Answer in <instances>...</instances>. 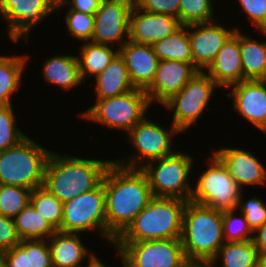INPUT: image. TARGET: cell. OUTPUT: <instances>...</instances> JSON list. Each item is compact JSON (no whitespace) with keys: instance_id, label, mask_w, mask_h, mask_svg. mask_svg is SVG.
<instances>
[{"instance_id":"cell-43","label":"cell","mask_w":266,"mask_h":267,"mask_svg":"<svg viewBox=\"0 0 266 267\" xmlns=\"http://www.w3.org/2000/svg\"><path fill=\"white\" fill-rule=\"evenodd\" d=\"M2 255L7 267H29L28 255L20 245L2 252Z\"/></svg>"},{"instance_id":"cell-35","label":"cell","mask_w":266,"mask_h":267,"mask_svg":"<svg viewBox=\"0 0 266 267\" xmlns=\"http://www.w3.org/2000/svg\"><path fill=\"white\" fill-rule=\"evenodd\" d=\"M13 104L0 107V153L27 137L16 125Z\"/></svg>"},{"instance_id":"cell-29","label":"cell","mask_w":266,"mask_h":267,"mask_svg":"<svg viewBox=\"0 0 266 267\" xmlns=\"http://www.w3.org/2000/svg\"><path fill=\"white\" fill-rule=\"evenodd\" d=\"M13 219L21 240H48L57 231L45 218L39 215L31 203Z\"/></svg>"},{"instance_id":"cell-13","label":"cell","mask_w":266,"mask_h":267,"mask_svg":"<svg viewBox=\"0 0 266 267\" xmlns=\"http://www.w3.org/2000/svg\"><path fill=\"white\" fill-rule=\"evenodd\" d=\"M57 0H0V14L7 21L9 39H29L31 28L56 11ZM23 37V38H22Z\"/></svg>"},{"instance_id":"cell-10","label":"cell","mask_w":266,"mask_h":267,"mask_svg":"<svg viewBox=\"0 0 266 267\" xmlns=\"http://www.w3.org/2000/svg\"><path fill=\"white\" fill-rule=\"evenodd\" d=\"M217 83L205 72H198L163 106L173 111L172 122L181 133L188 130L208 108Z\"/></svg>"},{"instance_id":"cell-14","label":"cell","mask_w":266,"mask_h":267,"mask_svg":"<svg viewBox=\"0 0 266 267\" xmlns=\"http://www.w3.org/2000/svg\"><path fill=\"white\" fill-rule=\"evenodd\" d=\"M133 6L134 0H102L94 15V33L90 42L103 45L118 43L120 49L129 40V19Z\"/></svg>"},{"instance_id":"cell-41","label":"cell","mask_w":266,"mask_h":267,"mask_svg":"<svg viewBox=\"0 0 266 267\" xmlns=\"http://www.w3.org/2000/svg\"><path fill=\"white\" fill-rule=\"evenodd\" d=\"M20 242L14 219L0 214V252H5Z\"/></svg>"},{"instance_id":"cell-2","label":"cell","mask_w":266,"mask_h":267,"mask_svg":"<svg viewBox=\"0 0 266 267\" xmlns=\"http://www.w3.org/2000/svg\"><path fill=\"white\" fill-rule=\"evenodd\" d=\"M59 154L52 151L48 158L43 187L63 204L79 194L95 189L113 161Z\"/></svg>"},{"instance_id":"cell-39","label":"cell","mask_w":266,"mask_h":267,"mask_svg":"<svg viewBox=\"0 0 266 267\" xmlns=\"http://www.w3.org/2000/svg\"><path fill=\"white\" fill-rule=\"evenodd\" d=\"M248 20L266 36V0H238Z\"/></svg>"},{"instance_id":"cell-6","label":"cell","mask_w":266,"mask_h":267,"mask_svg":"<svg viewBox=\"0 0 266 267\" xmlns=\"http://www.w3.org/2000/svg\"><path fill=\"white\" fill-rule=\"evenodd\" d=\"M148 108L150 103L145 91L133 89L119 96L98 99L78 116L127 134L146 117Z\"/></svg>"},{"instance_id":"cell-47","label":"cell","mask_w":266,"mask_h":267,"mask_svg":"<svg viewBox=\"0 0 266 267\" xmlns=\"http://www.w3.org/2000/svg\"><path fill=\"white\" fill-rule=\"evenodd\" d=\"M259 258L257 267H266V251H258Z\"/></svg>"},{"instance_id":"cell-30","label":"cell","mask_w":266,"mask_h":267,"mask_svg":"<svg viewBox=\"0 0 266 267\" xmlns=\"http://www.w3.org/2000/svg\"><path fill=\"white\" fill-rule=\"evenodd\" d=\"M222 259L221 267H257L259 252L252 240L244 242H225L213 262Z\"/></svg>"},{"instance_id":"cell-15","label":"cell","mask_w":266,"mask_h":267,"mask_svg":"<svg viewBox=\"0 0 266 267\" xmlns=\"http://www.w3.org/2000/svg\"><path fill=\"white\" fill-rule=\"evenodd\" d=\"M214 21L188 25L193 65L204 72L238 27L226 29ZM194 29V30H193ZM192 31V32H191Z\"/></svg>"},{"instance_id":"cell-23","label":"cell","mask_w":266,"mask_h":267,"mask_svg":"<svg viewBox=\"0 0 266 267\" xmlns=\"http://www.w3.org/2000/svg\"><path fill=\"white\" fill-rule=\"evenodd\" d=\"M42 66L43 77L48 84L70 91L83 82L76 55H55L48 58Z\"/></svg>"},{"instance_id":"cell-34","label":"cell","mask_w":266,"mask_h":267,"mask_svg":"<svg viewBox=\"0 0 266 267\" xmlns=\"http://www.w3.org/2000/svg\"><path fill=\"white\" fill-rule=\"evenodd\" d=\"M237 209L222 211L223 239L225 242H244L253 239L254 234L243 213L237 217Z\"/></svg>"},{"instance_id":"cell-18","label":"cell","mask_w":266,"mask_h":267,"mask_svg":"<svg viewBox=\"0 0 266 267\" xmlns=\"http://www.w3.org/2000/svg\"><path fill=\"white\" fill-rule=\"evenodd\" d=\"M181 26L178 18L143 11L134 4L129 19V40L152 45L172 35Z\"/></svg>"},{"instance_id":"cell-9","label":"cell","mask_w":266,"mask_h":267,"mask_svg":"<svg viewBox=\"0 0 266 267\" xmlns=\"http://www.w3.org/2000/svg\"><path fill=\"white\" fill-rule=\"evenodd\" d=\"M207 159L210 164L200 174L197 184L193 187L190 201L221 211L236 209L243 190L214 154Z\"/></svg>"},{"instance_id":"cell-48","label":"cell","mask_w":266,"mask_h":267,"mask_svg":"<svg viewBox=\"0 0 266 267\" xmlns=\"http://www.w3.org/2000/svg\"><path fill=\"white\" fill-rule=\"evenodd\" d=\"M0 267H7L2 253L0 252Z\"/></svg>"},{"instance_id":"cell-3","label":"cell","mask_w":266,"mask_h":267,"mask_svg":"<svg viewBox=\"0 0 266 267\" xmlns=\"http://www.w3.org/2000/svg\"><path fill=\"white\" fill-rule=\"evenodd\" d=\"M186 200L153 197L114 242L180 239Z\"/></svg>"},{"instance_id":"cell-4","label":"cell","mask_w":266,"mask_h":267,"mask_svg":"<svg viewBox=\"0 0 266 267\" xmlns=\"http://www.w3.org/2000/svg\"><path fill=\"white\" fill-rule=\"evenodd\" d=\"M180 240L186 258L213 261L225 243L222 211L188 201Z\"/></svg>"},{"instance_id":"cell-36","label":"cell","mask_w":266,"mask_h":267,"mask_svg":"<svg viewBox=\"0 0 266 267\" xmlns=\"http://www.w3.org/2000/svg\"><path fill=\"white\" fill-rule=\"evenodd\" d=\"M67 30L73 38L82 42H89L92 39L95 26V16L68 8L65 13Z\"/></svg>"},{"instance_id":"cell-27","label":"cell","mask_w":266,"mask_h":267,"mask_svg":"<svg viewBox=\"0 0 266 267\" xmlns=\"http://www.w3.org/2000/svg\"><path fill=\"white\" fill-rule=\"evenodd\" d=\"M27 55L0 56V107L12 105L11 97L19 90Z\"/></svg>"},{"instance_id":"cell-17","label":"cell","mask_w":266,"mask_h":267,"mask_svg":"<svg viewBox=\"0 0 266 267\" xmlns=\"http://www.w3.org/2000/svg\"><path fill=\"white\" fill-rule=\"evenodd\" d=\"M224 94L232 98L234 110L266 134V80H244Z\"/></svg>"},{"instance_id":"cell-21","label":"cell","mask_w":266,"mask_h":267,"mask_svg":"<svg viewBox=\"0 0 266 267\" xmlns=\"http://www.w3.org/2000/svg\"><path fill=\"white\" fill-rule=\"evenodd\" d=\"M217 85L227 88L243 81L239 29L228 39L213 62L204 71Z\"/></svg>"},{"instance_id":"cell-40","label":"cell","mask_w":266,"mask_h":267,"mask_svg":"<svg viewBox=\"0 0 266 267\" xmlns=\"http://www.w3.org/2000/svg\"><path fill=\"white\" fill-rule=\"evenodd\" d=\"M134 4L143 11L170 15L179 20L180 0H134Z\"/></svg>"},{"instance_id":"cell-16","label":"cell","mask_w":266,"mask_h":267,"mask_svg":"<svg viewBox=\"0 0 266 267\" xmlns=\"http://www.w3.org/2000/svg\"><path fill=\"white\" fill-rule=\"evenodd\" d=\"M199 70L193 63L159 60L155 79L145 91L149 103L164 105L176 95Z\"/></svg>"},{"instance_id":"cell-24","label":"cell","mask_w":266,"mask_h":267,"mask_svg":"<svg viewBox=\"0 0 266 267\" xmlns=\"http://www.w3.org/2000/svg\"><path fill=\"white\" fill-rule=\"evenodd\" d=\"M95 78L96 100L119 96L135 89L130 81L127 66L120 54Z\"/></svg>"},{"instance_id":"cell-25","label":"cell","mask_w":266,"mask_h":267,"mask_svg":"<svg viewBox=\"0 0 266 267\" xmlns=\"http://www.w3.org/2000/svg\"><path fill=\"white\" fill-rule=\"evenodd\" d=\"M243 81L266 80V41L258 42L239 30Z\"/></svg>"},{"instance_id":"cell-11","label":"cell","mask_w":266,"mask_h":267,"mask_svg":"<svg viewBox=\"0 0 266 267\" xmlns=\"http://www.w3.org/2000/svg\"><path fill=\"white\" fill-rule=\"evenodd\" d=\"M99 229L106 238V206L103 180L93 190L79 194L63 204L60 232L82 233Z\"/></svg>"},{"instance_id":"cell-38","label":"cell","mask_w":266,"mask_h":267,"mask_svg":"<svg viewBox=\"0 0 266 267\" xmlns=\"http://www.w3.org/2000/svg\"><path fill=\"white\" fill-rule=\"evenodd\" d=\"M244 193L241 192L237 210L243 213L246 221L254 232L266 222V204L260 198H250L243 201Z\"/></svg>"},{"instance_id":"cell-31","label":"cell","mask_w":266,"mask_h":267,"mask_svg":"<svg viewBox=\"0 0 266 267\" xmlns=\"http://www.w3.org/2000/svg\"><path fill=\"white\" fill-rule=\"evenodd\" d=\"M30 203L57 231L63 219V203L45 187L35 188L30 194Z\"/></svg>"},{"instance_id":"cell-37","label":"cell","mask_w":266,"mask_h":267,"mask_svg":"<svg viewBox=\"0 0 266 267\" xmlns=\"http://www.w3.org/2000/svg\"><path fill=\"white\" fill-rule=\"evenodd\" d=\"M19 245L28 255L29 267H53L47 240H21Z\"/></svg>"},{"instance_id":"cell-46","label":"cell","mask_w":266,"mask_h":267,"mask_svg":"<svg viewBox=\"0 0 266 267\" xmlns=\"http://www.w3.org/2000/svg\"><path fill=\"white\" fill-rule=\"evenodd\" d=\"M87 264H88L87 267H108L105 264H103L102 260L100 261V259L96 255L90 258Z\"/></svg>"},{"instance_id":"cell-28","label":"cell","mask_w":266,"mask_h":267,"mask_svg":"<svg viewBox=\"0 0 266 267\" xmlns=\"http://www.w3.org/2000/svg\"><path fill=\"white\" fill-rule=\"evenodd\" d=\"M152 47L159 60L193 63L188 25H182L172 35L154 42Z\"/></svg>"},{"instance_id":"cell-8","label":"cell","mask_w":266,"mask_h":267,"mask_svg":"<svg viewBox=\"0 0 266 267\" xmlns=\"http://www.w3.org/2000/svg\"><path fill=\"white\" fill-rule=\"evenodd\" d=\"M170 128L165 129L164 126L145 117L127 133L129 142L131 141L130 144L137 153L113 161L126 168L141 169L149 162L174 154L177 150L172 149V139L181 132L172 124Z\"/></svg>"},{"instance_id":"cell-26","label":"cell","mask_w":266,"mask_h":267,"mask_svg":"<svg viewBox=\"0 0 266 267\" xmlns=\"http://www.w3.org/2000/svg\"><path fill=\"white\" fill-rule=\"evenodd\" d=\"M78 55L80 75L85 82L91 75L96 77L115 59L119 49H112L111 45L82 42Z\"/></svg>"},{"instance_id":"cell-45","label":"cell","mask_w":266,"mask_h":267,"mask_svg":"<svg viewBox=\"0 0 266 267\" xmlns=\"http://www.w3.org/2000/svg\"><path fill=\"white\" fill-rule=\"evenodd\" d=\"M178 267H215L211 260L185 258Z\"/></svg>"},{"instance_id":"cell-32","label":"cell","mask_w":266,"mask_h":267,"mask_svg":"<svg viewBox=\"0 0 266 267\" xmlns=\"http://www.w3.org/2000/svg\"><path fill=\"white\" fill-rule=\"evenodd\" d=\"M31 191L21 186L0 185V214L14 218L30 203Z\"/></svg>"},{"instance_id":"cell-1","label":"cell","mask_w":266,"mask_h":267,"mask_svg":"<svg viewBox=\"0 0 266 267\" xmlns=\"http://www.w3.org/2000/svg\"><path fill=\"white\" fill-rule=\"evenodd\" d=\"M106 206V240L115 239L153 198L146 174L141 169L126 168L114 161L103 177Z\"/></svg>"},{"instance_id":"cell-7","label":"cell","mask_w":266,"mask_h":267,"mask_svg":"<svg viewBox=\"0 0 266 267\" xmlns=\"http://www.w3.org/2000/svg\"><path fill=\"white\" fill-rule=\"evenodd\" d=\"M193 162L192 156L179 150L144 165L141 170L147 176L153 197H175L190 201L193 187L188 177Z\"/></svg>"},{"instance_id":"cell-44","label":"cell","mask_w":266,"mask_h":267,"mask_svg":"<svg viewBox=\"0 0 266 267\" xmlns=\"http://www.w3.org/2000/svg\"><path fill=\"white\" fill-rule=\"evenodd\" d=\"M253 233V243L258 251H266V222Z\"/></svg>"},{"instance_id":"cell-22","label":"cell","mask_w":266,"mask_h":267,"mask_svg":"<svg viewBox=\"0 0 266 267\" xmlns=\"http://www.w3.org/2000/svg\"><path fill=\"white\" fill-rule=\"evenodd\" d=\"M80 233L56 231L48 240L53 267H83L82 261L95 254L89 253L80 238ZM89 253V254H88Z\"/></svg>"},{"instance_id":"cell-42","label":"cell","mask_w":266,"mask_h":267,"mask_svg":"<svg viewBox=\"0 0 266 267\" xmlns=\"http://www.w3.org/2000/svg\"><path fill=\"white\" fill-rule=\"evenodd\" d=\"M101 1L102 0H57L56 9L69 6L72 10L95 15L100 7Z\"/></svg>"},{"instance_id":"cell-33","label":"cell","mask_w":266,"mask_h":267,"mask_svg":"<svg viewBox=\"0 0 266 267\" xmlns=\"http://www.w3.org/2000/svg\"><path fill=\"white\" fill-rule=\"evenodd\" d=\"M212 3V0H180V24L187 26L215 21Z\"/></svg>"},{"instance_id":"cell-20","label":"cell","mask_w":266,"mask_h":267,"mask_svg":"<svg viewBox=\"0 0 266 267\" xmlns=\"http://www.w3.org/2000/svg\"><path fill=\"white\" fill-rule=\"evenodd\" d=\"M130 81L135 89L146 91L153 83L159 59L152 45L128 40L120 49Z\"/></svg>"},{"instance_id":"cell-5","label":"cell","mask_w":266,"mask_h":267,"mask_svg":"<svg viewBox=\"0 0 266 267\" xmlns=\"http://www.w3.org/2000/svg\"><path fill=\"white\" fill-rule=\"evenodd\" d=\"M51 152L29 136L4 150L0 153V185L21 186L30 190L42 187Z\"/></svg>"},{"instance_id":"cell-19","label":"cell","mask_w":266,"mask_h":267,"mask_svg":"<svg viewBox=\"0 0 266 267\" xmlns=\"http://www.w3.org/2000/svg\"><path fill=\"white\" fill-rule=\"evenodd\" d=\"M213 154L227 168L238 187L263 185L266 181V168L251 152L238 148H220Z\"/></svg>"},{"instance_id":"cell-12","label":"cell","mask_w":266,"mask_h":267,"mask_svg":"<svg viewBox=\"0 0 266 267\" xmlns=\"http://www.w3.org/2000/svg\"><path fill=\"white\" fill-rule=\"evenodd\" d=\"M123 267H178L186 258L180 239L114 242Z\"/></svg>"}]
</instances>
